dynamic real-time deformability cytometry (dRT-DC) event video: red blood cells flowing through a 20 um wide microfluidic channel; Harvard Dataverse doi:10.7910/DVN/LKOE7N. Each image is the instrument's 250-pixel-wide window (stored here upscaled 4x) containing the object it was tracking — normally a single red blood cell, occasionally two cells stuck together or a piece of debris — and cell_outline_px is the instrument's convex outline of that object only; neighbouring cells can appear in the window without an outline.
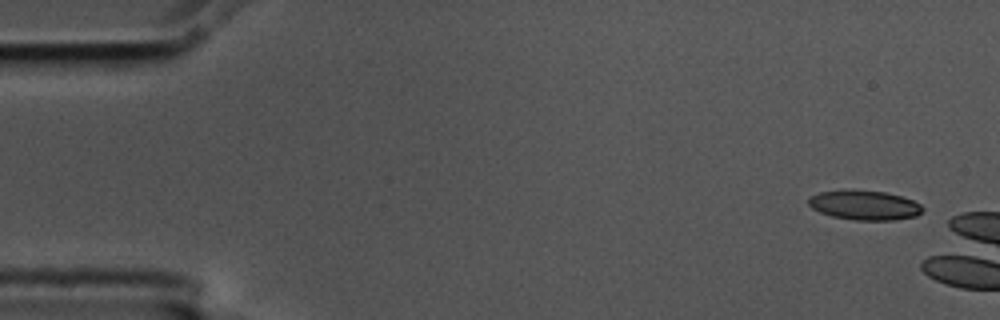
{"species": "common noctule bat (a hibernating species)", "species_latin": "Nyctalus noctula", "temperature_condition": "cold", "stored_images_in_passage": 2, "camera_frame_rate_fps": 3000, "um_per_image_px": 0.085, "animal": {"sex": "male", "body_mass_g": 17.5, "forearm_length_mm": 52.3}, "frame": {"image": 1, "passage_image": 1, "time_ms": 0.0, "image_size_px": [1000, 320], "cell_outline_px": [[924, 208], [916, 216], [896, 220], [856, 220], [832, 216], [820, 212], [812, 208], [808, 204], [808, 196], [820, 192], [844, 188], [852, 188], [884, 192], [900, 196], [912, 200], [920, 204]], "centroid_in_image_um": [73.43, 17.41], "position_along_channel_um": 11.6, "area_um2": 20.0}}